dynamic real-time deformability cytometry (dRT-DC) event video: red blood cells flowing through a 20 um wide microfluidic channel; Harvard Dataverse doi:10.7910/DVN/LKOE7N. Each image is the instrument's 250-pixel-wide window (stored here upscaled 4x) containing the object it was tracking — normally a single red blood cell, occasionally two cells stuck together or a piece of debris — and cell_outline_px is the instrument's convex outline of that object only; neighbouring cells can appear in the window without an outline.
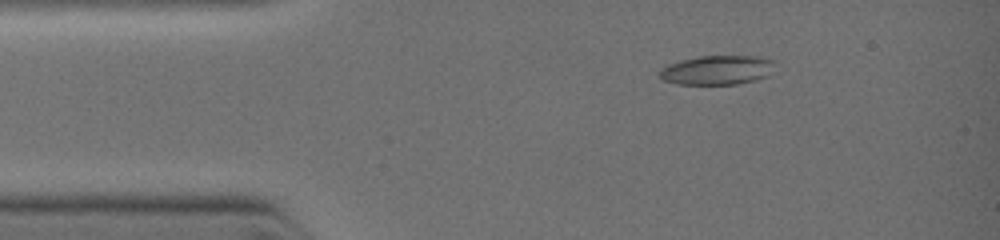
{"species": "common noctule bat (a hibernating species)", "species_latin": "Nyctalus noctula", "temperature_condition": "warm", "stored_images_in_passage": 8, "camera_frame_rate_fps": 3000, "um_per_image_px": 0.085, "animal": {"sex": "female", "body_mass_g": 19.0, "forearm_length_mm": 51.5}, "frame": {"image": 1, "passage_image": 1, "time_ms": 0.0, "image_size_px": [1000, 240], "cell_outline_px": [[776, 60], [768, 76], [756, 80], [736, 84], [676, 84], [660, 80], [656, 72], [668, 64], [680, 60], [700, 56], [756, 56]], "centroid_in_image_um": [60.91, 5.96], "position_along_channel_um": 24.1, "area_um2": 19.94}}
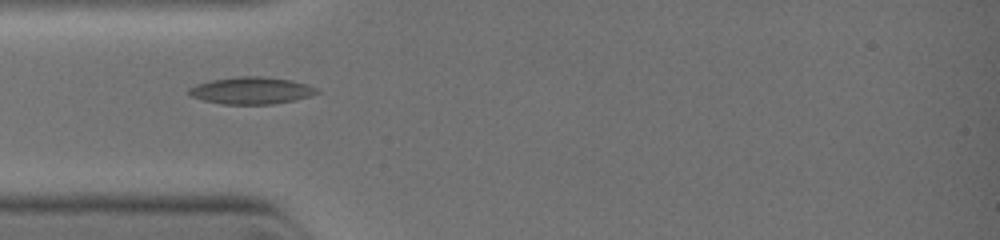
{"frame": {"image": 2, "passage_image": 4, "time_ms": 1.667, "image_size_px": [1000, 240], "cell_outline_px": [[320, 92], [312, 96], [272, 104], [224, 104], [204, 100], [192, 96], [188, 92], [188, 88], [196, 84], [212, 80], [236, 76], [260, 76], [292, 80], [316, 88]], "centroid_in_image_um": [21.36, 7.69], "position_along_channel_um": 63.6, "area_um2": 20.0}}
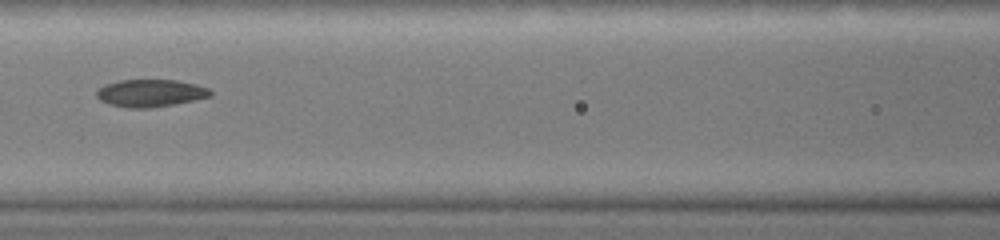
{"frame": {"image": 3, "passage_image": 7, "time_ms": 3.333, "image_size_px": [1000, 240], "cell_outline_px": [[212, 96], [172, 104], [148, 108], [128, 108], [108, 104], [100, 100], [96, 96], [96, 92], [100, 88], [108, 84], [120, 80], [176, 80], [196, 84], [208, 88], [212, 92]], "centroid_in_image_um": [12.78, 7.91], "position_along_channel_um": 153.8, "area_um2": 17.98}}